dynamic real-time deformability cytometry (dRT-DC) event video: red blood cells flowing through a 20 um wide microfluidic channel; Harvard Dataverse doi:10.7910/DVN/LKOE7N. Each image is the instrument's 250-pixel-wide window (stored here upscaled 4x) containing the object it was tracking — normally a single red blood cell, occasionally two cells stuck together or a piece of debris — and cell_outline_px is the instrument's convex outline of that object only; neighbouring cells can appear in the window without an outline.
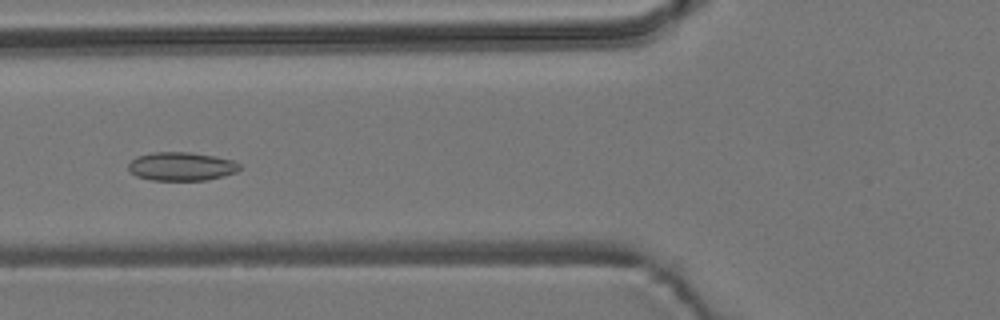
{"species": "common noctule bat (a hibernating species)", "species_latin": "Nyctalus noctula", "temperature_condition": "room temperature", "stored_images_in_passage": 41, "camera_frame_rate_fps": 3000, "um_per_image_px": 0.085, "animal": {"sex": "male", "body_mass_g": 19.2, "forearm_length_mm": 51.8}, "frame": {"image": 1, "passage_image": 7, "time_ms": 2.0, "image_size_px": [1000, 320], "cell_outline_px": [[240, 168], [236, 172], [208, 180], [152, 180], [136, 176], [128, 168], [128, 164], [136, 156], [152, 152], [188, 152], [216, 156], [232, 160], [240, 164]], "centroid_in_image_um": [15.41, 14.14], "position_along_channel_um": 110.4, "area_um2": 18.5}}
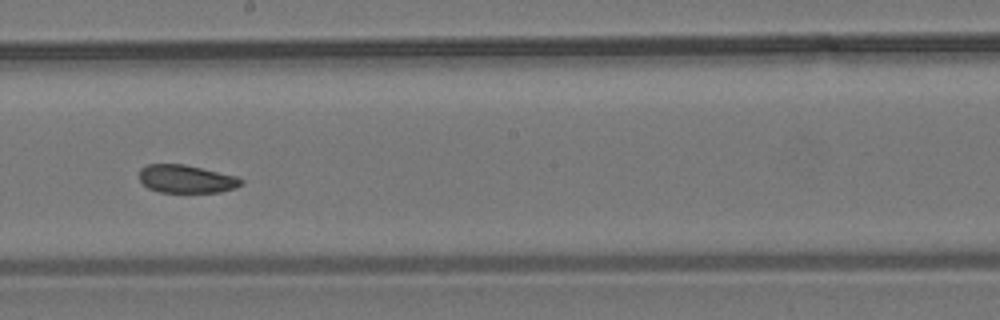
{"frame": {"image": 2, "passage_image": 17, "time_ms": 5.333, "image_size_px": [1000, 320], "cell_outline_px": [[244, 180], [236, 188], [220, 192], [160, 192], [148, 188], [140, 180], [140, 168], [148, 164], [184, 164], [236, 176]], "centroid_in_image_um": [15.83, 15.21], "position_along_channel_um": 232.4, "area_um2": 16.53}}
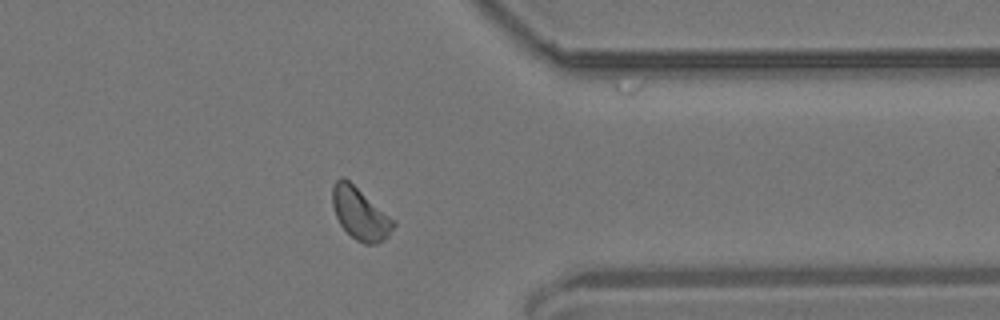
{"frame": {"image": 3, "passage_image": 30, "time_ms": 9.667, "image_size_px": [1000, 320], "cell_outline_px": [[396, 224], [388, 236], [384, 240], [376, 244], [364, 244], [356, 240], [340, 224], [336, 216], [332, 204], [332, 184], [340, 176], [344, 176], [396, 220]], "centroid_in_image_um": [30.62, 18.14], "position_along_channel_um": 380.8, "area_um2": 18.67}, "authors_computed_cell_mechanics": {"area_um2": 17.8024, "velocity_mm_per_s": 3.6603, "shape_relaxation_time_tau1_ms": null, "shape_relaxation_time_tau2_ms": 2.5229, "deformation_change_tau1": null, "deformation_change_tau2": 0.0726}}